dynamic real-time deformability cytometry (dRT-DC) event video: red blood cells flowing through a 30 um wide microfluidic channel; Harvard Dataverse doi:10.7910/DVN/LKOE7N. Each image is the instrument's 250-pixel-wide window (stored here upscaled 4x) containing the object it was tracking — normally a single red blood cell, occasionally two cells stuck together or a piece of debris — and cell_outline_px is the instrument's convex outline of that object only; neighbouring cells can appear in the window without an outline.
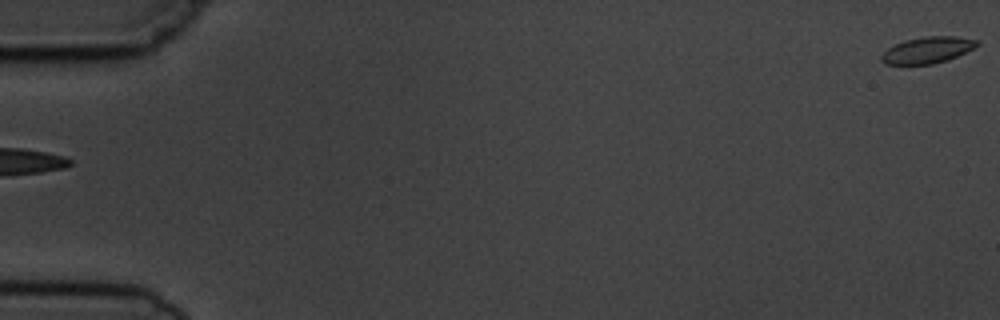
{"species": "common noctule bat (a hibernating species)", "species_latin": "Nyctalus noctula", "temperature_condition": "cold", "stored_images_in_passage": 5, "camera_frame_rate_fps": 3000, "um_per_image_px": 0.085, "animal": {"sex": "male", "body_mass_g": 19.5, "forearm_length_mm": 54.6}, "frame": {"image": 1, "passage_image": 1, "time_ms": 0.0, "image_size_px": [1000, 320], "cell_outline_px": [[980, 44], [948, 60], [932, 64], [884, 64], [880, 60], [880, 56], [888, 48], [904, 40], [924, 36], [956, 36], [980, 40]], "centroid_in_image_um": [78.83, 4.24], "position_along_channel_um": 6.2, "area_um2": 14.68}}
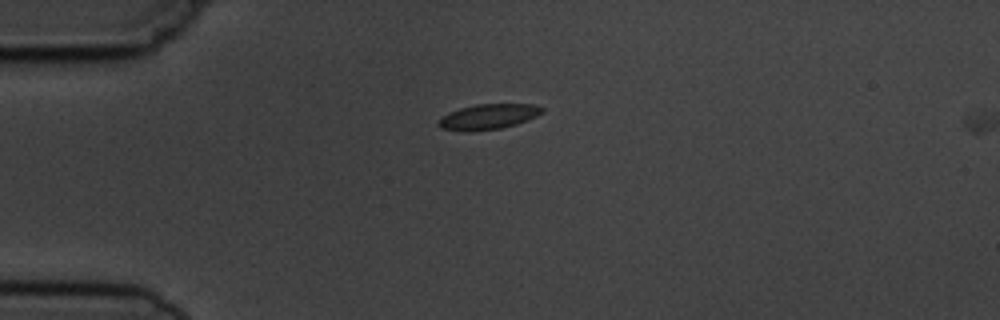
{"frame": {"image": 2, "passage_image": 5, "time_ms": 4.667, "image_size_px": [1000, 320], "cell_outline_px": [[544, 112], [536, 116], [516, 124], [500, 128], [468, 132], [464, 132], [440, 128], [436, 124], [448, 112], [460, 108], [476, 104], [532, 104], [544, 108]], "centroid_in_image_um": [41.48, 9.92], "position_along_channel_um": 43.5, "area_um2": 15.26}}